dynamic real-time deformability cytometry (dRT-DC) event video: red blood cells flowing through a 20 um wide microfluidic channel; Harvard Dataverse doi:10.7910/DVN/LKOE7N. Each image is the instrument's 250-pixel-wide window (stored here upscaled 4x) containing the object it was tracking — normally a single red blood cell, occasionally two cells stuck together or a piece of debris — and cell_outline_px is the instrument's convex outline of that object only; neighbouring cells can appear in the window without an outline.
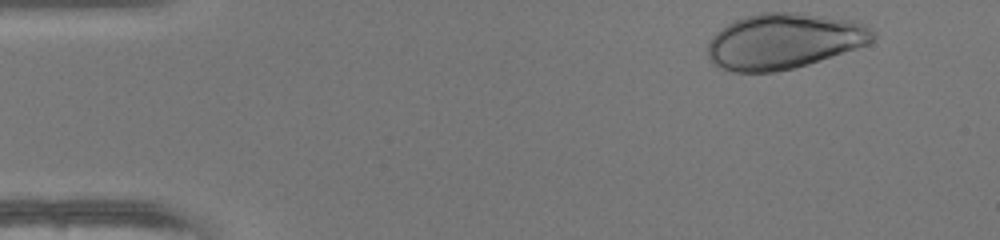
{"species": "human", "species_latin": "Homo sapiens", "temperature_condition": "warm", "stored_images_in_passage": 36, "camera_frame_rate_fps": 3000, "um_per_image_px": 0.085, "donor": {"sex": "female"}, "frame": {"image": 1, "passage_image": 1, "time_ms": 0.0, "image_size_px": [1000, 240], "cell_outline_px": [[876, 36], [868, 44], [808, 64], [776, 72], [732, 72], [720, 68], [712, 64], [708, 56], [708, 44], [712, 36], [716, 32], [728, 24], [744, 16], [760, 12], [796, 12], [856, 20], [868, 24], [876, 32]], "centroid_in_image_um": [66.65, 3.48], "position_along_channel_um": 18.3, "area_um2": 53.87}}
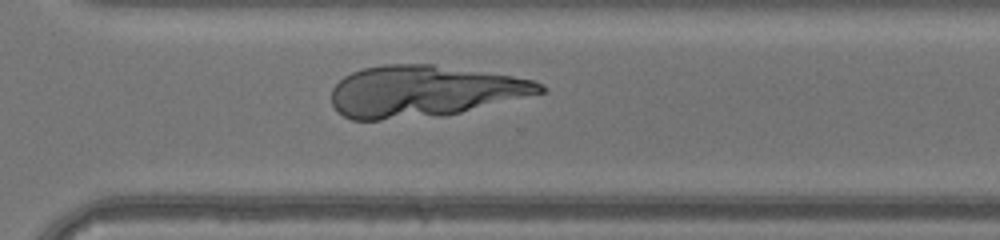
{"frame": {"image": 2, "passage_image": 31, "time_ms": 10.0, "image_size_px": [1000, 240], "cell_outline_px": [[548, 88], [544, 92], [444, 116], [380, 120], [352, 120], [336, 112], [332, 104], [332, 88], [344, 76], [352, 72], [364, 68], [384, 64], [432, 64], [512, 76], [532, 80]], "centroid_in_image_um": [35.98, 7.77], "position_along_channel_um": 334.6, "area_um2": 62.48}}
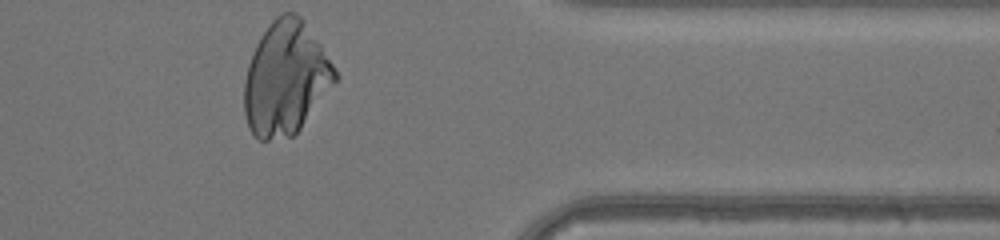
{"frame": {"image": 3, "passage_image": 36, "time_ms": 11.667, "image_size_px": [1000, 240], "cell_outline_px": [[340, 76], [300, 128], [292, 136], [268, 140], [256, 140], [248, 128], [244, 112], [244, 80], [248, 64], [256, 44], [260, 36], [272, 20], [276, 16], [284, 12], [292, 12], [300, 16], [304, 20], [336, 68]], "centroid_in_image_um": [24.27, 6.66], "position_along_channel_um": 387.1, "area_um2": 60.0}}